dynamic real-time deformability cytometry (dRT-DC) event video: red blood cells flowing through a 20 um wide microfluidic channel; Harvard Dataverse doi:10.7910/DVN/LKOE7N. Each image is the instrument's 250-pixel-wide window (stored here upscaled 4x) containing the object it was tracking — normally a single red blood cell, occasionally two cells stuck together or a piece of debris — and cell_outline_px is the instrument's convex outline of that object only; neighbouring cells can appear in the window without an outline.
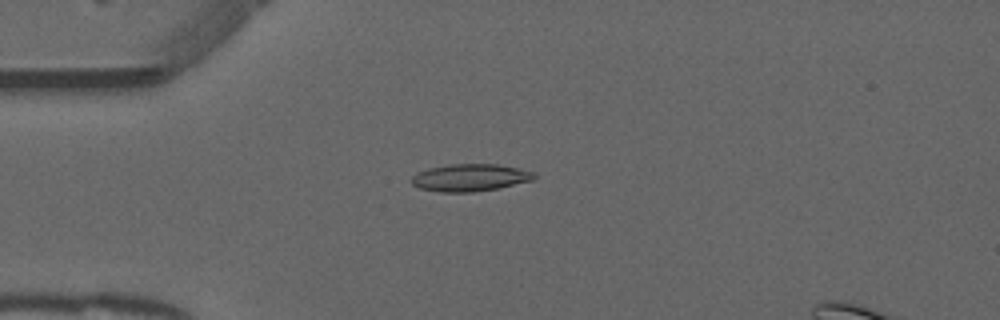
{"species": "common noctule bat (a hibernating species)", "species_latin": "Nyctalus noctula", "temperature_condition": "warm", "stored_images_in_passage": 51, "camera_frame_rate_fps": 3000, "um_per_image_px": 0.085, "animal": {"sex": "male", "forearm_length_mm": 52.5}, "frame": {"image": 1, "passage_image": 14, "time_ms": 4.333, "image_size_px": [1000, 320], "cell_outline_px": [[536, 176], [532, 180], [500, 188], [472, 192], [440, 192], [420, 188], [412, 184], [412, 176], [416, 172], [428, 168], [452, 164], [496, 164], [536, 172]], "centroid_in_image_um": [39.95, 15.1], "position_along_channel_um": 45.1, "area_um2": 19.48}}
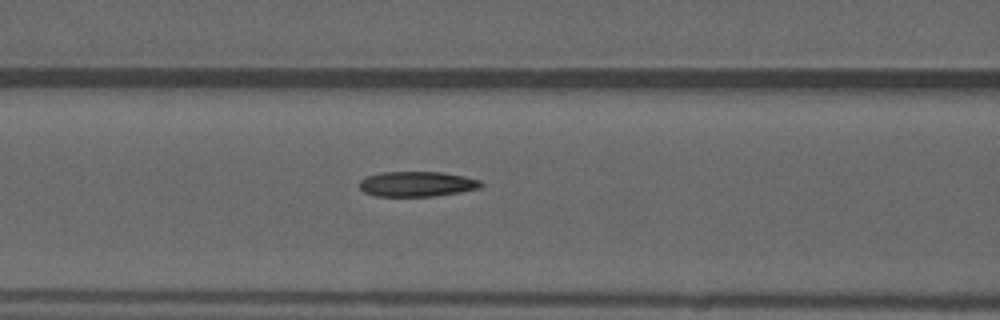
{"frame": {"image": 2, "passage_image": 22, "time_ms": 7.0, "image_size_px": [1000, 320], "cell_outline_px": [[484, 184], [480, 188], [460, 192], [432, 196], [376, 196], [364, 192], [360, 188], [360, 180], [368, 176], [380, 172], [444, 172], [464, 176], [480, 180]], "centroid_in_image_um": [35.46, 15.63], "position_along_channel_um": 131.1, "area_um2": 17.8}}
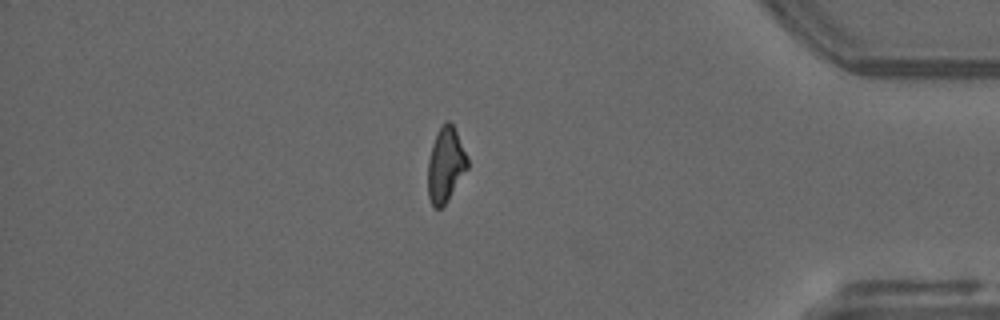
{"frame": {"image": 3, "passage_image": 45, "time_ms": 14.667, "image_size_px": [1000, 320], "cell_outline_px": [[468, 168], [444, 204], [440, 208], [436, 208], [432, 204], [428, 196], [428, 160], [432, 144], [440, 124], [444, 120], [448, 120], [452, 124], [468, 156]], "centroid_in_image_um": [37.87, 13.95], "position_along_channel_um": 397.3, "area_um2": 17.11}}